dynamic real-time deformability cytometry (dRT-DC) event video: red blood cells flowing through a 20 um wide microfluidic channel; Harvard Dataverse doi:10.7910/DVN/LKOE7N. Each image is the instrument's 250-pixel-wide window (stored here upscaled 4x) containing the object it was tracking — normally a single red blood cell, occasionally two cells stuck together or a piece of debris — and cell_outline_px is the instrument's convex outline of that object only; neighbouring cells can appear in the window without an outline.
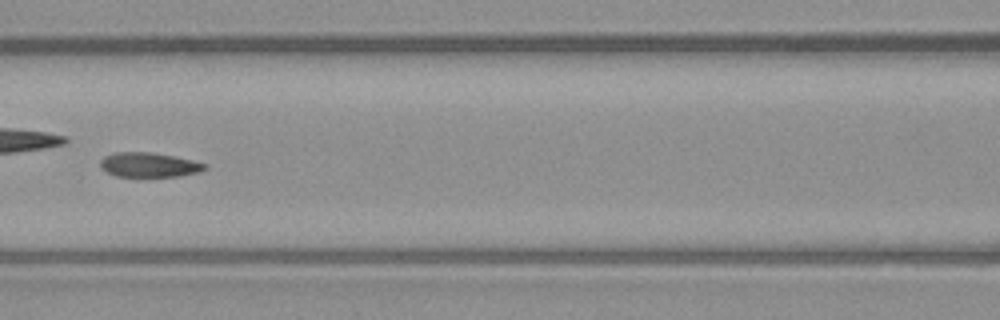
{"species": "common noctule bat (a hibernating species)", "species_latin": "Nyctalus noctula", "temperature_condition": "warm", "stored_images_in_passage": 51, "camera_frame_rate_fps": 3000, "um_per_image_px": 0.085, "animal": {"sex": "male", "body_mass_g": 23.1, "forearm_length_mm": 52.7}, "frame": {"image": 1, "passage_image": 22, "time_ms": 7.0, "image_size_px": [1000, 320], "cell_outline_px": [[208, 168], [200, 172], [180, 176], [116, 176], [100, 168], [100, 160], [104, 156], [116, 152], [152, 152], [192, 160], [208, 164]], "centroid_in_image_um": [12.68, 14.01], "position_along_channel_um": 153.9, "area_um2": 14.97}}
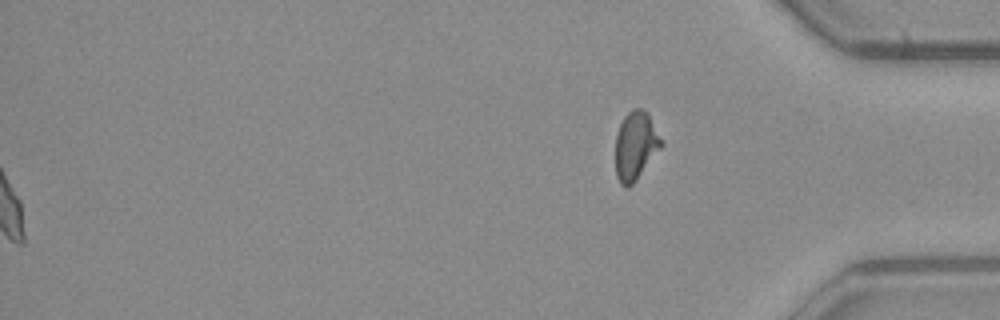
{"frame": {"image": 2, "passage_image": 51, "time_ms": 16.667, "image_size_px": [1000, 320], "cell_outline_px": [[664, 144], [636, 180], [628, 188], [624, 188], [620, 184], [616, 176], [616, 132], [624, 116], [632, 108], [644, 108], [648, 112], [664, 140]], "centroid_in_image_um": [54.05, 12.35], "position_along_channel_um": 381.2, "area_um2": 18.67}, "authors_computed_cell_mechanics": {"area_um2": 15.5482, "velocity_mm_per_s": 4.1161, "shape_relaxation_time_tau1_ms": 6.066, "shape_relaxation_time_tau2_ms": 1.4178, "deformation_change_tau1": 0.1332, "deformation_change_tau2": 0.0715}}